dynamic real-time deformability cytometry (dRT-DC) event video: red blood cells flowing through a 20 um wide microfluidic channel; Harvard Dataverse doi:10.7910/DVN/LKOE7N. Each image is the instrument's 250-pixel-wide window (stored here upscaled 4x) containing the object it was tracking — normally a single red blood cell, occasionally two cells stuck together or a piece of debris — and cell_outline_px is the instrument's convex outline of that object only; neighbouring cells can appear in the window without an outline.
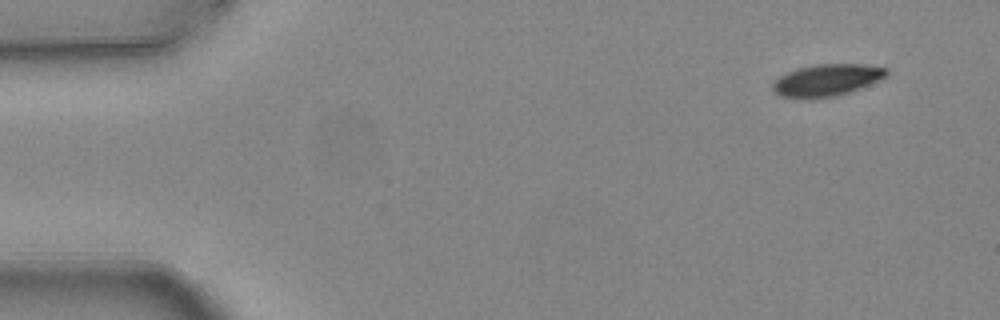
{"species": "common noctule bat (a hibernating species)", "species_latin": "Nyctalus noctula", "temperature_condition": "warm", "stored_images_in_passage": 6, "camera_frame_rate_fps": 3000, "um_per_image_px": 0.085, "animal": {"sex": "female", "body_mass_g": 24.6, "forearm_length_mm": 56.2}, "frame": {"image": 1, "passage_image": 1, "time_ms": 0.0, "image_size_px": [1000, 320], "cell_outline_px": [[888, 72], [884, 76], [868, 84], [848, 92], [832, 96], [780, 96], [772, 88], [772, 84], [780, 76], [788, 72], [800, 68], [816, 64], [860, 64], [888, 68]], "centroid_in_image_um": [70.28, 6.77], "position_along_channel_um": 14.7, "area_um2": 20.06}}
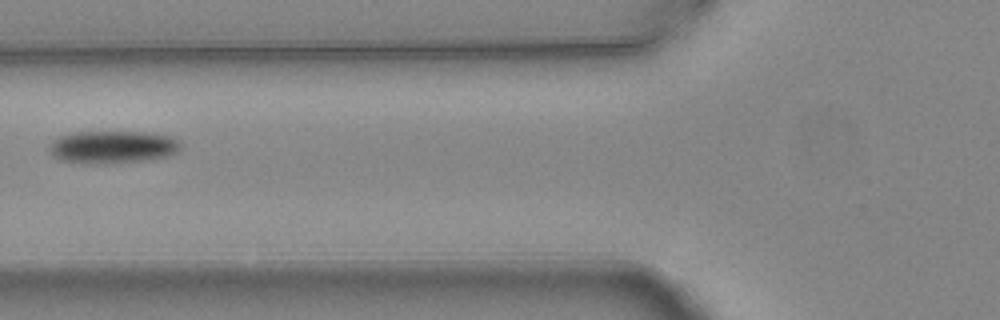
{"frame": {"image": 2, "passage_image": 5, "time_ms": 1.333, "image_size_px": [1000, 320], "cell_outline_px": [[180, 148], [176, 152], [168, 156], [140, 160], [104, 164], [84, 164], [60, 160], [52, 156], [48, 148], [48, 144], [52, 140], [60, 136], [76, 132], [152, 132], [168, 136], [180, 140]], "centroid_in_image_um": [9.52, 12.5], "position_along_channel_um": 116.3, "area_um2": 25.14}}
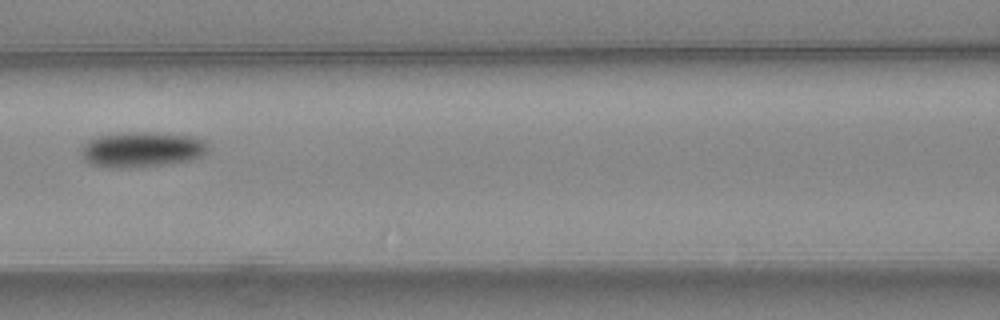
{"frame": {"image": 3, "passage_image": 6, "time_ms": 1.667, "image_size_px": [1000, 320], "cell_outline_px": [[208, 152], [192, 160], [168, 164], [132, 168], [108, 168], [88, 164], [84, 160], [80, 152], [88, 140], [100, 136], [124, 132], [152, 132], [192, 136], [204, 140], [208, 144]], "centroid_in_image_um": [12.06, 12.72], "position_along_channel_um": 154.5, "area_um2": 26.47}}